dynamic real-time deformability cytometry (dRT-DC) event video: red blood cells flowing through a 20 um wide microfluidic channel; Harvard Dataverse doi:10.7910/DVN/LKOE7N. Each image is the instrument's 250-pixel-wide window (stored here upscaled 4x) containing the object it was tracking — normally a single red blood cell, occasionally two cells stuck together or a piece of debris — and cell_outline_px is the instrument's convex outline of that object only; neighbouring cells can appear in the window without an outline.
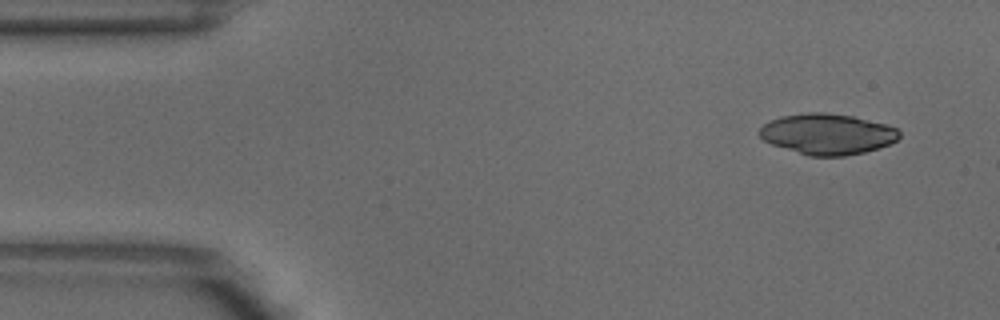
{"species": "common noctule bat (a hibernating species)", "species_latin": "Nyctalus noctula", "temperature_condition": "warm", "stored_images_in_passage": 4, "camera_frame_rate_fps": 3000, "um_per_image_px": 0.085, "animal": {"sex": "male", "body_mass_g": 18.8}, "frame": {"image": 1, "passage_image": 1, "time_ms": 0.0, "image_size_px": [1000, 320], "cell_outline_px": [[900, 136], [896, 140], [888, 144], [864, 152], [844, 156], [808, 156], [772, 144], [764, 140], [760, 136], [760, 128], [768, 120], [780, 116], [804, 112], [824, 112], [852, 116], [884, 124], [896, 128], [900, 132]], "centroid_in_image_um": [70.29, 11.38], "position_along_channel_um": 14.7, "area_um2": 33.06}}